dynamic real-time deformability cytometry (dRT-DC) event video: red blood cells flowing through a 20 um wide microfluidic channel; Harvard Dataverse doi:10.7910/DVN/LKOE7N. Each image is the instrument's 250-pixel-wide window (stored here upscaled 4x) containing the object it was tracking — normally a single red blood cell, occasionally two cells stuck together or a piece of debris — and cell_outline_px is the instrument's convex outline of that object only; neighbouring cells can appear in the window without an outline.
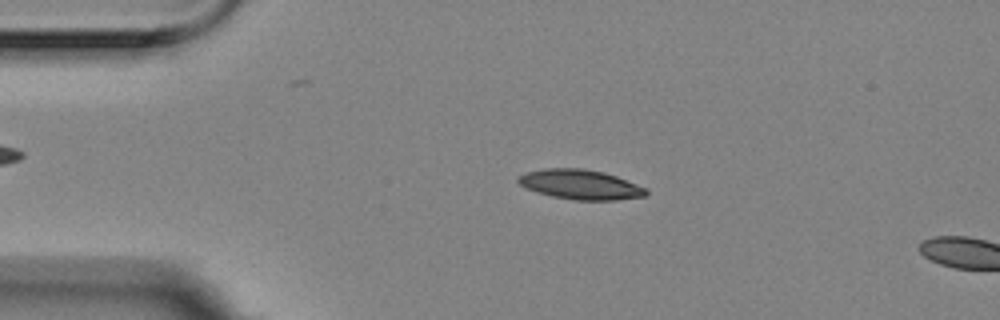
{"species": "Egyptian fruit bat (a non-hibernating species)", "species_latin": "Rousettus aegyptiacus", "temperature_condition": "room temperature", "stored_images_in_passage": 9, "camera_frame_rate_fps": 3000, "um_per_image_px": 0.085, "animal": {"sex": "female"}, "frame": {"image": 1, "passage_image": 6, "time_ms": 1.667, "image_size_px": [1000, 320], "cell_outline_px": [[648, 192], [644, 196], [616, 200], [572, 200], [552, 196], [536, 192], [524, 188], [516, 180], [520, 176], [528, 172], [548, 168], [580, 168], [604, 172], [616, 176], [648, 188]], "centroid_in_image_um": [49.35, 15.69], "position_along_channel_um": 35.7, "area_um2": 22.14}}